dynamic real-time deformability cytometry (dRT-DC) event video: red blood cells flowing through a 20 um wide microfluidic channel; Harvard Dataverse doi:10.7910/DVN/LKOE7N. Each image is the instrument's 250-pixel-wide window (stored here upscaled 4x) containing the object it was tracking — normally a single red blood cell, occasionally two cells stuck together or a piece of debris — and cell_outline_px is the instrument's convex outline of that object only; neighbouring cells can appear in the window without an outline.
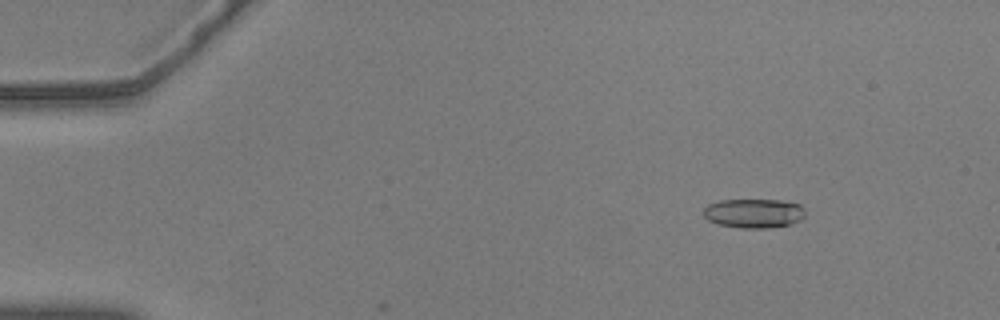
{"species": "common noctule bat (a hibernating species)", "species_latin": "Nyctalus noctula", "temperature_condition": "warm", "stored_images_in_passage": 10, "camera_frame_rate_fps": 3000, "um_per_image_px": 0.085, "animal": {"sex": "male", "body_mass_g": 20.5, "forearm_length_mm": 52.5}, "frame": {"image": 1, "passage_image": 8, "time_ms": 2.333, "image_size_px": [1000, 320], "cell_outline_px": [[804, 216], [800, 220], [792, 224], [772, 228], [740, 228], [716, 224], [708, 220], [704, 216], [704, 208], [708, 204], [720, 200], [780, 200], [800, 204], [804, 208]], "centroid_in_image_um": [64.08, 18.14], "position_along_channel_um": 20.9, "area_um2": 17.51}}